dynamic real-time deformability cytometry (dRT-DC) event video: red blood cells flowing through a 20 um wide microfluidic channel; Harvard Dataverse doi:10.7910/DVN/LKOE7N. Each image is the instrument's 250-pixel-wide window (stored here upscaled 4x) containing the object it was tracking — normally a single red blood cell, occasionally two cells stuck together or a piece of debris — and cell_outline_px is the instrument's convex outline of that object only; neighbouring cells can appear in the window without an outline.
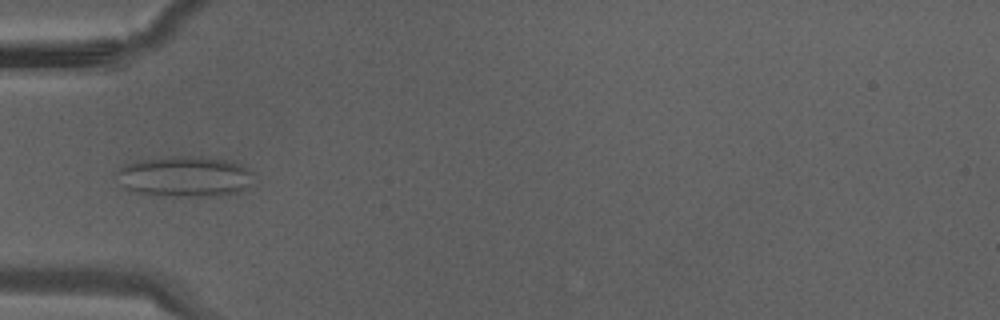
{"species": "Egyptian fruit bat (a non-hibernating species)", "species_latin": "Rousettus aegyptiacus", "temperature_condition": "warm", "stored_images_in_passage": 35, "camera_frame_rate_fps": 3000, "um_per_image_px": 0.085, "animal": {"sex": "male"}, "frame": {"image": 1, "passage_image": 11, "time_ms": 3.333, "image_size_px": [1000, 320], "cell_outline_px": [[252, 172], [244, 188], [240, 192], [216, 196], [156, 196], [136, 192], [124, 188], [116, 172], [124, 164], [140, 160], [176, 156], [200, 156], [232, 160], [248, 168]], "centroid_in_image_um": [15.68, 15.0], "position_along_channel_um": 69.3, "area_um2": 32.43}}
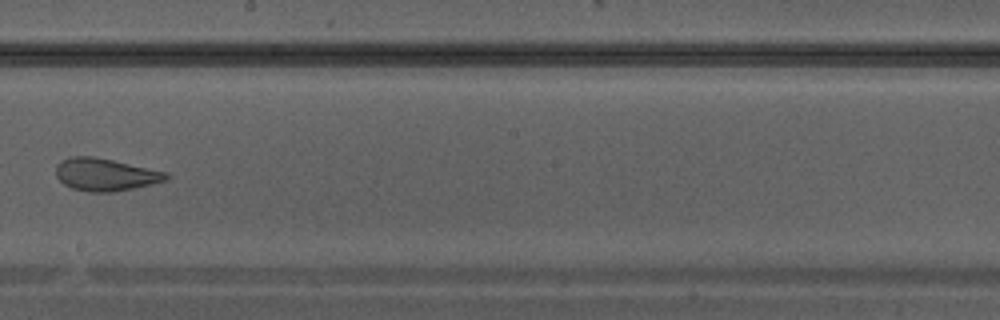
{"frame": {"image": 2, "passage_image": 20, "time_ms": 6.333, "image_size_px": [1000, 320], "cell_outline_px": [[168, 180], [152, 184], [112, 192], [88, 192], [72, 188], [64, 184], [56, 176], [56, 164], [60, 160], [72, 156], [92, 156], [112, 160], [168, 172]], "centroid_in_image_um": [8.94, 14.83], "position_along_channel_um": 239.3, "area_um2": 20.87}}